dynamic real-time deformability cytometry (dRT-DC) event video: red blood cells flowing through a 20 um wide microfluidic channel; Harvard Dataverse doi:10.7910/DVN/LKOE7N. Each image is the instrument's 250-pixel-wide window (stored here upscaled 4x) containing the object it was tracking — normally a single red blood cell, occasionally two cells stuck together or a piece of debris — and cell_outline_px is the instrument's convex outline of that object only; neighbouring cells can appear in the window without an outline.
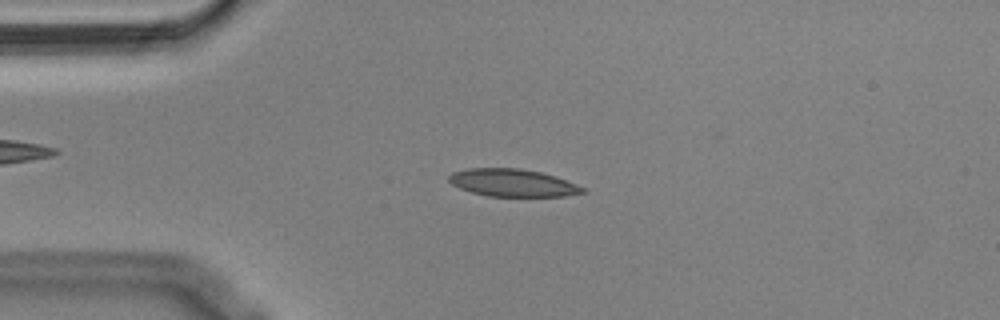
{"species": "Egyptian fruit bat (a non-hibernating species)", "species_latin": "Rousettus aegyptiacus", "temperature_condition": "cold", "stored_images_in_passage": 50, "camera_frame_rate_fps": 3000, "um_per_image_px": 0.085, "animal": {"sex": "male"}, "frame": {"image": 1, "passage_image": 12, "time_ms": 3.667, "image_size_px": [1000, 320], "cell_outline_px": [[588, 192], [564, 196], [488, 196], [472, 192], [460, 188], [452, 184], [448, 180], [448, 176], [452, 172], [468, 168], [520, 168], [540, 172], [556, 176], [576, 184], [584, 188]], "centroid_in_image_um": [43.58, 15.53], "position_along_channel_um": 41.4, "area_um2": 21.44}}
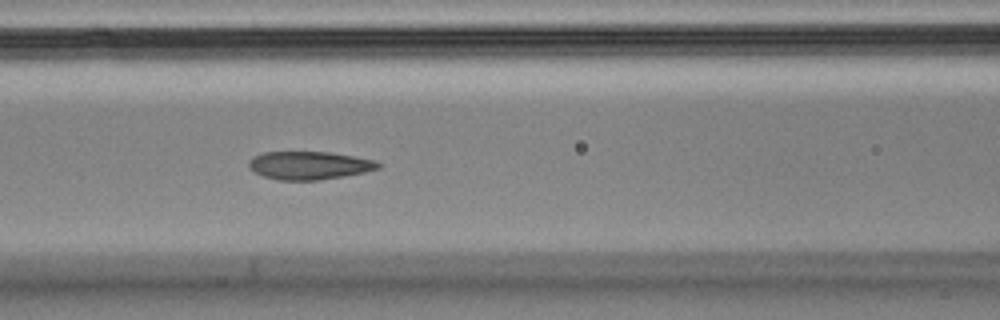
{"frame": {"image": 2, "passage_image": 22, "time_ms": 7.0, "image_size_px": [1000, 320], "cell_outline_px": [[384, 164], [380, 168], [364, 172], [344, 176], [320, 180], [280, 180], [264, 176], [248, 168], [248, 164], [256, 156], [264, 152], [328, 152], [376, 160]], "centroid_in_image_um": [26.35, 14.06], "position_along_channel_um": 140.3, "area_um2": 21.04}}
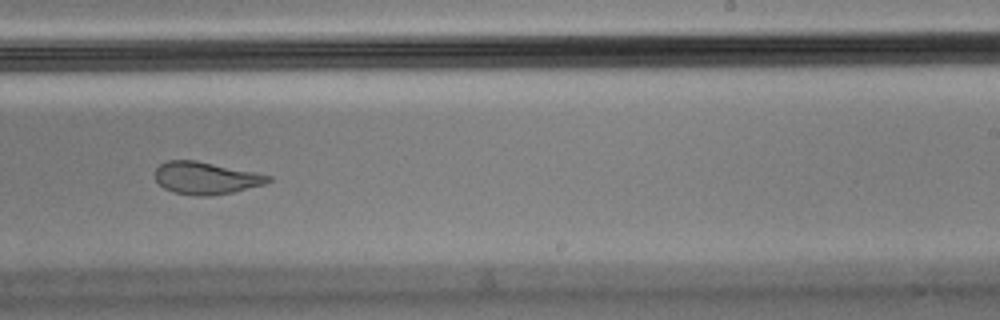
{"frame": {"image": 3, "passage_image": 33, "time_ms": 10.667, "image_size_px": [1000, 320], "cell_outline_px": [[272, 180], [264, 184], [232, 192], [208, 196], [196, 196], [172, 192], [164, 188], [156, 180], [156, 168], [160, 164], [168, 160], [196, 160], [256, 172], [272, 176]], "centroid_in_image_um": [17.5, 15.13], "position_along_channel_um": 271.5, "area_um2": 21.27}}